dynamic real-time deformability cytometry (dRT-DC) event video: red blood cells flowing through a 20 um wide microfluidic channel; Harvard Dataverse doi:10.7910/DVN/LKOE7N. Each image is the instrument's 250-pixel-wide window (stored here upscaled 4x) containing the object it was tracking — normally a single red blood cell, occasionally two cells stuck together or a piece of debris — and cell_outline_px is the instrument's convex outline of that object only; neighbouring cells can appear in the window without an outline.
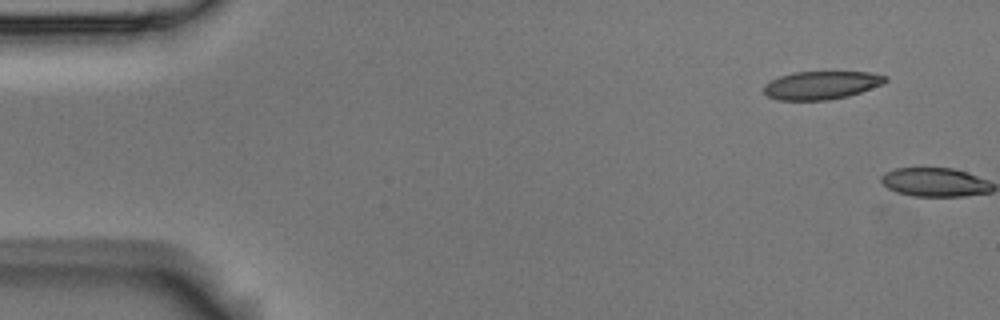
{"species": "Egyptian fruit bat (a non-hibernating species)", "species_latin": "Rousettus aegyptiacus", "temperature_condition": "room temperature", "stored_images_in_passage": 2, "camera_frame_rate_fps": 3000, "um_per_image_px": 0.085, "animal": {"sex": "male"}, "frame": {"image": 1, "passage_image": 1, "time_ms": 0.0, "image_size_px": [1000, 320], "cell_outline_px": [[888, 80], [884, 84], [848, 96], [828, 100], [776, 100], [768, 96], [764, 92], [764, 84], [780, 76], [792, 72], [868, 72], [888, 76]], "centroid_in_image_um": [69.83, 7.24], "position_along_channel_um": 15.2, "area_um2": 20.0}}